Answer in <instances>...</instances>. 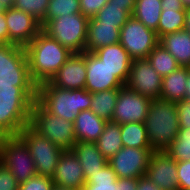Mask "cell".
Here are the masks:
<instances>
[{"label": "cell", "instance_id": "cell-8", "mask_svg": "<svg viewBox=\"0 0 190 190\" xmlns=\"http://www.w3.org/2000/svg\"><path fill=\"white\" fill-rule=\"evenodd\" d=\"M0 83L14 86H37L29 71L24 47L0 44Z\"/></svg>", "mask_w": 190, "mask_h": 190}, {"label": "cell", "instance_id": "cell-28", "mask_svg": "<svg viewBox=\"0 0 190 190\" xmlns=\"http://www.w3.org/2000/svg\"><path fill=\"white\" fill-rule=\"evenodd\" d=\"M37 96V86H14L0 83V99L7 103H33Z\"/></svg>", "mask_w": 190, "mask_h": 190}, {"label": "cell", "instance_id": "cell-39", "mask_svg": "<svg viewBox=\"0 0 190 190\" xmlns=\"http://www.w3.org/2000/svg\"><path fill=\"white\" fill-rule=\"evenodd\" d=\"M179 190L190 189V161H177Z\"/></svg>", "mask_w": 190, "mask_h": 190}, {"label": "cell", "instance_id": "cell-13", "mask_svg": "<svg viewBox=\"0 0 190 190\" xmlns=\"http://www.w3.org/2000/svg\"><path fill=\"white\" fill-rule=\"evenodd\" d=\"M9 44L26 47L41 31L42 25L35 17L15 8L5 9Z\"/></svg>", "mask_w": 190, "mask_h": 190}, {"label": "cell", "instance_id": "cell-44", "mask_svg": "<svg viewBox=\"0 0 190 190\" xmlns=\"http://www.w3.org/2000/svg\"><path fill=\"white\" fill-rule=\"evenodd\" d=\"M0 44H9V32L5 21V11L0 14Z\"/></svg>", "mask_w": 190, "mask_h": 190}, {"label": "cell", "instance_id": "cell-21", "mask_svg": "<svg viewBox=\"0 0 190 190\" xmlns=\"http://www.w3.org/2000/svg\"><path fill=\"white\" fill-rule=\"evenodd\" d=\"M119 42L120 29L116 25L98 24L93 18H89L85 52H94Z\"/></svg>", "mask_w": 190, "mask_h": 190}, {"label": "cell", "instance_id": "cell-22", "mask_svg": "<svg viewBox=\"0 0 190 190\" xmlns=\"http://www.w3.org/2000/svg\"><path fill=\"white\" fill-rule=\"evenodd\" d=\"M71 150L79 160L85 180L108 164L95 142H76Z\"/></svg>", "mask_w": 190, "mask_h": 190}, {"label": "cell", "instance_id": "cell-46", "mask_svg": "<svg viewBox=\"0 0 190 190\" xmlns=\"http://www.w3.org/2000/svg\"><path fill=\"white\" fill-rule=\"evenodd\" d=\"M162 9H175L177 11H186L182 0H161Z\"/></svg>", "mask_w": 190, "mask_h": 190}, {"label": "cell", "instance_id": "cell-45", "mask_svg": "<svg viewBox=\"0 0 190 190\" xmlns=\"http://www.w3.org/2000/svg\"><path fill=\"white\" fill-rule=\"evenodd\" d=\"M112 5L122 7L130 16L133 13L136 0H109Z\"/></svg>", "mask_w": 190, "mask_h": 190}, {"label": "cell", "instance_id": "cell-14", "mask_svg": "<svg viewBox=\"0 0 190 190\" xmlns=\"http://www.w3.org/2000/svg\"><path fill=\"white\" fill-rule=\"evenodd\" d=\"M146 176L162 190H179L177 161L166 151H153Z\"/></svg>", "mask_w": 190, "mask_h": 190}, {"label": "cell", "instance_id": "cell-23", "mask_svg": "<svg viewBox=\"0 0 190 190\" xmlns=\"http://www.w3.org/2000/svg\"><path fill=\"white\" fill-rule=\"evenodd\" d=\"M161 44L182 67H190V33L186 30L166 34L159 39Z\"/></svg>", "mask_w": 190, "mask_h": 190}, {"label": "cell", "instance_id": "cell-3", "mask_svg": "<svg viewBox=\"0 0 190 190\" xmlns=\"http://www.w3.org/2000/svg\"><path fill=\"white\" fill-rule=\"evenodd\" d=\"M36 100L51 114L74 122L79 112L89 110L91 92L56 88L49 82L37 86Z\"/></svg>", "mask_w": 190, "mask_h": 190}, {"label": "cell", "instance_id": "cell-12", "mask_svg": "<svg viewBox=\"0 0 190 190\" xmlns=\"http://www.w3.org/2000/svg\"><path fill=\"white\" fill-rule=\"evenodd\" d=\"M126 86L151 99H159L162 89V76L156 72L146 59H136L130 66Z\"/></svg>", "mask_w": 190, "mask_h": 190}, {"label": "cell", "instance_id": "cell-40", "mask_svg": "<svg viewBox=\"0 0 190 190\" xmlns=\"http://www.w3.org/2000/svg\"><path fill=\"white\" fill-rule=\"evenodd\" d=\"M15 176L0 162V190H18Z\"/></svg>", "mask_w": 190, "mask_h": 190}, {"label": "cell", "instance_id": "cell-42", "mask_svg": "<svg viewBox=\"0 0 190 190\" xmlns=\"http://www.w3.org/2000/svg\"><path fill=\"white\" fill-rule=\"evenodd\" d=\"M138 178H117L116 190H136Z\"/></svg>", "mask_w": 190, "mask_h": 190}, {"label": "cell", "instance_id": "cell-16", "mask_svg": "<svg viewBox=\"0 0 190 190\" xmlns=\"http://www.w3.org/2000/svg\"><path fill=\"white\" fill-rule=\"evenodd\" d=\"M49 83L61 89H83L86 85L85 52L72 53Z\"/></svg>", "mask_w": 190, "mask_h": 190}, {"label": "cell", "instance_id": "cell-19", "mask_svg": "<svg viewBox=\"0 0 190 190\" xmlns=\"http://www.w3.org/2000/svg\"><path fill=\"white\" fill-rule=\"evenodd\" d=\"M93 53L126 85L133 60L120 43L101 47Z\"/></svg>", "mask_w": 190, "mask_h": 190}, {"label": "cell", "instance_id": "cell-6", "mask_svg": "<svg viewBox=\"0 0 190 190\" xmlns=\"http://www.w3.org/2000/svg\"><path fill=\"white\" fill-rule=\"evenodd\" d=\"M18 136L28 147L37 174L52 178L64 150L38 133L30 124L24 127Z\"/></svg>", "mask_w": 190, "mask_h": 190}, {"label": "cell", "instance_id": "cell-33", "mask_svg": "<svg viewBox=\"0 0 190 190\" xmlns=\"http://www.w3.org/2000/svg\"><path fill=\"white\" fill-rule=\"evenodd\" d=\"M129 17L130 15L122 7L108 2L93 19L98 24L116 25L118 29H121Z\"/></svg>", "mask_w": 190, "mask_h": 190}, {"label": "cell", "instance_id": "cell-36", "mask_svg": "<svg viewBox=\"0 0 190 190\" xmlns=\"http://www.w3.org/2000/svg\"><path fill=\"white\" fill-rule=\"evenodd\" d=\"M49 0H14L13 8L27 12L38 21L45 18Z\"/></svg>", "mask_w": 190, "mask_h": 190}, {"label": "cell", "instance_id": "cell-31", "mask_svg": "<svg viewBox=\"0 0 190 190\" xmlns=\"http://www.w3.org/2000/svg\"><path fill=\"white\" fill-rule=\"evenodd\" d=\"M185 11L175 9H162L158 28L156 30L159 39L170 33L178 32L184 29Z\"/></svg>", "mask_w": 190, "mask_h": 190}, {"label": "cell", "instance_id": "cell-27", "mask_svg": "<svg viewBox=\"0 0 190 190\" xmlns=\"http://www.w3.org/2000/svg\"><path fill=\"white\" fill-rule=\"evenodd\" d=\"M117 98L118 89L103 90L91 93L90 110L107 122L111 121Z\"/></svg>", "mask_w": 190, "mask_h": 190}, {"label": "cell", "instance_id": "cell-25", "mask_svg": "<svg viewBox=\"0 0 190 190\" xmlns=\"http://www.w3.org/2000/svg\"><path fill=\"white\" fill-rule=\"evenodd\" d=\"M95 144L107 160L113 157L123 148L120 124L108 121Z\"/></svg>", "mask_w": 190, "mask_h": 190}, {"label": "cell", "instance_id": "cell-24", "mask_svg": "<svg viewBox=\"0 0 190 190\" xmlns=\"http://www.w3.org/2000/svg\"><path fill=\"white\" fill-rule=\"evenodd\" d=\"M188 67L180 66L169 75L162 77L161 100L179 102L185 99Z\"/></svg>", "mask_w": 190, "mask_h": 190}, {"label": "cell", "instance_id": "cell-4", "mask_svg": "<svg viewBox=\"0 0 190 190\" xmlns=\"http://www.w3.org/2000/svg\"><path fill=\"white\" fill-rule=\"evenodd\" d=\"M89 18L82 13L48 20L42 31L73 53L85 52Z\"/></svg>", "mask_w": 190, "mask_h": 190}, {"label": "cell", "instance_id": "cell-34", "mask_svg": "<svg viewBox=\"0 0 190 190\" xmlns=\"http://www.w3.org/2000/svg\"><path fill=\"white\" fill-rule=\"evenodd\" d=\"M165 151L175 161H190V128H180L176 139Z\"/></svg>", "mask_w": 190, "mask_h": 190}, {"label": "cell", "instance_id": "cell-37", "mask_svg": "<svg viewBox=\"0 0 190 190\" xmlns=\"http://www.w3.org/2000/svg\"><path fill=\"white\" fill-rule=\"evenodd\" d=\"M54 182L51 177L35 175L19 184L18 190H52Z\"/></svg>", "mask_w": 190, "mask_h": 190}, {"label": "cell", "instance_id": "cell-29", "mask_svg": "<svg viewBox=\"0 0 190 190\" xmlns=\"http://www.w3.org/2000/svg\"><path fill=\"white\" fill-rule=\"evenodd\" d=\"M123 147L151 148L144 123H126L120 125Z\"/></svg>", "mask_w": 190, "mask_h": 190}, {"label": "cell", "instance_id": "cell-41", "mask_svg": "<svg viewBox=\"0 0 190 190\" xmlns=\"http://www.w3.org/2000/svg\"><path fill=\"white\" fill-rule=\"evenodd\" d=\"M180 128H190V101L183 99L176 102Z\"/></svg>", "mask_w": 190, "mask_h": 190}, {"label": "cell", "instance_id": "cell-15", "mask_svg": "<svg viewBox=\"0 0 190 190\" xmlns=\"http://www.w3.org/2000/svg\"><path fill=\"white\" fill-rule=\"evenodd\" d=\"M86 85L85 89L91 93L119 89L124 84L93 52H85Z\"/></svg>", "mask_w": 190, "mask_h": 190}, {"label": "cell", "instance_id": "cell-51", "mask_svg": "<svg viewBox=\"0 0 190 190\" xmlns=\"http://www.w3.org/2000/svg\"><path fill=\"white\" fill-rule=\"evenodd\" d=\"M182 3L186 9L190 8V0H182Z\"/></svg>", "mask_w": 190, "mask_h": 190}, {"label": "cell", "instance_id": "cell-38", "mask_svg": "<svg viewBox=\"0 0 190 190\" xmlns=\"http://www.w3.org/2000/svg\"><path fill=\"white\" fill-rule=\"evenodd\" d=\"M81 13L87 18H93L109 0H79Z\"/></svg>", "mask_w": 190, "mask_h": 190}, {"label": "cell", "instance_id": "cell-52", "mask_svg": "<svg viewBox=\"0 0 190 190\" xmlns=\"http://www.w3.org/2000/svg\"><path fill=\"white\" fill-rule=\"evenodd\" d=\"M5 11V8L0 4V14H2Z\"/></svg>", "mask_w": 190, "mask_h": 190}, {"label": "cell", "instance_id": "cell-2", "mask_svg": "<svg viewBox=\"0 0 190 190\" xmlns=\"http://www.w3.org/2000/svg\"><path fill=\"white\" fill-rule=\"evenodd\" d=\"M153 151H165L180 130L176 103L152 99L144 122Z\"/></svg>", "mask_w": 190, "mask_h": 190}, {"label": "cell", "instance_id": "cell-30", "mask_svg": "<svg viewBox=\"0 0 190 190\" xmlns=\"http://www.w3.org/2000/svg\"><path fill=\"white\" fill-rule=\"evenodd\" d=\"M147 60L162 77L169 75L180 67L175 58L161 44H158L150 52Z\"/></svg>", "mask_w": 190, "mask_h": 190}, {"label": "cell", "instance_id": "cell-43", "mask_svg": "<svg viewBox=\"0 0 190 190\" xmlns=\"http://www.w3.org/2000/svg\"><path fill=\"white\" fill-rule=\"evenodd\" d=\"M136 190H162L159 186H156L146 175L139 177L137 181Z\"/></svg>", "mask_w": 190, "mask_h": 190}, {"label": "cell", "instance_id": "cell-47", "mask_svg": "<svg viewBox=\"0 0 190 190\" xmlns=\"http://www.w3.org/2000/svg\"><path fill=\"white\" fill-rule=\"evenodd\" d=\"M184 30L190 33V8L185 11V25Z\"/></svg>", "mask_w": 190, "mask_h": 190}, {"label": "cell", "instance_id": "cell-1", "mask_svg": "<svg viewBox=\"0 0 190 190\" xmlns=\"http://www.w3.org/2000/svg\"><path fill=\"white\" fill-rule=\"evenodd\" d=\"M25 51L30 76L37 86L49 82L73 53L43 31L25 47Z\"/></svg>", "mask_w": 190, "mask_h": 190}, {"label": "cell", "instance_id": "cell-49", "mask_svg": "<svg viewBox=\"0 0 190 190\" xmlns=\"http://www.w3.org/2000/svg\"><path fill=\"white\" fill-rule=\"evenodd\" d=\"M0 4L5 8H12L14 5V0H0Z\"/></svg>", "mask_w": 190, "mask_h": 190}, {"label": "cell", "instance_id": "cell-7", "mask_svg": "<svg viewBox=\"0 0 190 190\" xmlns=\"http://www.w3.org/2000/svg\"><path fill=\"white\" fill-rule=\"evenodd\" d=\"M0 162L10 170L19 184L37 175L33 157L18 135L0 137Z\"/></svg>", "mask_w": 190, "mask_h": 190}, {"label": "cell", "instance_id": "cell-48", "mask_svg": "<svg viewBox=\"0 0 190 190\" xmlns=\"http://www.w3.org/2000/svg\"><path fill=\"white\" fill-rule=\"evenodd\" d=\"M185 99L190 101V67H188V78L186 82V94H185Z\"/></svg>", "mask_w": 190, "mask_h": 190}, {"label": "cell", "instance_id": "cell-32", "mask_svg": "<svg viewBox=\"0 0 190 190\" xmlns=\"http://www.w3.org/2000/svg\"><path fill=\"white\" fill-rule=\"evenodd\" d=\"M117 176L107 164L100 171L92 173L81 190H116Z\"/></svg>", "mask_w": 190, "mask_h": 190}, {"label": "cell", "instance_id": "cell-11", "mask_svg": "<svg viewBox=\"0 0 190 190\" xmlns=\"http://www.w3.org/2000/svg\"><path fill=\"white\" fill-rule=\"evenodd\" d=\"M153 150L123 147L108 160L117 178H139L146 175Z\"/></svg>", "mask_w": 190, "mask_h": 190}, {"label": "cell", "instance_id": "cell-10", "mask_svg": "<svg viewBox=\"0 0 190 190\" xmlns=\"http://www.w3.org/2000/svg\"><path fill=\"white\" fill-rule=\"evenodd\" d=\"M151 100L124 85L118 89V98L111 121L120 125L134 122L144 123Z\"/></svg>", "mask_w": 190, "mask_h": 190}, {"label": "cell", "instance_id": "cell-9", "mask_svg": "<svg viewBox=\"0 0 190 190\" xmlns=\"http://www.w3.org/2000/svg\"><path fill=\"white\" fill-rule=\"evenodd\" d=\"M132 60L146 59L159 44L156 31L130 16L120 29V42Z\"/></svg>", "mask_w": 190, "mask_h": 190}, {"label": "cell", "instance_id": "cell-17", "mask_svg": "<svg viewBox=\"0 0 190 190\" xmlns=\"http://www.w3.org/2000/svg\"><path fill=\"white\" fill-rule=\"evenodd\" d=\"M33 103H7L0 99V137L17 136L30 124Z\"/></svg>", "mask_w": 190, "mask_h": 190}, {"label": "cell", "instance_id": "cell-50", "mask_svg": "<svg viewBox=\"0 0 190 190\" xmlns=\"http://www.w3.org/2000/svg\"><path fill=\"white\" fill-rule=\"evenodd\" d=\"M52 190H79V189H74V188H69V187H63V186L54 184Z\"/></svg>", "mask_w": 190, "mask_h": 190}, {"label": "cell", "instance_id": "cell-20", "mask_svg": "<svg viewBox=\"0 0 190 190\" xmlns=\"http://www.w3.org/2000/svg\"><path fill=\"white\" fill-rule=\"evenodd\" d=\"M107 121L93 111L84 110L74 120V133L77 142H96L103 132Z\"/></svg>", "mask_w": 190, "mask_h": 190}, {"label": "cell", "instance_id": "cell-35", "mask_svg": "<svg viewBox=\"0 0 190 190\" xmlns=\"http://www.w3.org/2000/svg\"><path fill=\"white\" fill-rule=\"evenodd\" d=\"M81 13L79 0H49L45 18L40 22L43 26L48 20L62 15Z\"/></svg>", "mask_w": 190, "mask_h": 190}, {"label": "cell", "instance_id": "cell-5", "mask_svg": "<svg viewBox=\"0 0 190 190\" xmlns=\"http://www.w3.org/2000/svg\"><path fill=\"white\" fill-rule=\"evenodd\" d=\"M30 125L63 150H71L77 142L73 122L49 113L37 100L33 102Z\"/></svg>", "mask_w": 190, "mask_h": 190}, {"label": "cell", "instance_id": "cell-26", "mask_svg": "<svg viewBox=\"0 0 190 190\" xmlns=\"http://www.w3.org/2000/svg\"><path fill=\"white\" fill-rule=\"evenodd\" d=\"M161 4V0H136L132 16L156 31L162 11Z\"/></svg>", "mask_w": 190, "mask_h": 190}, {"label": "cell", "instance_id": "cell-18", "mask_svg": "<svg viewBox=\"0 0 190 190\" xmlns=\"http://www.w3.org/2000/svg\"><path fill=\"white\" fill-rule=\"evenodd\" d=\"M52 180L56 185L79 190L86 183L83 169L72 150L63 151L58 160Z\"/></svg>", "mask_w": 190, "mask_h": 190}]
</instances>
